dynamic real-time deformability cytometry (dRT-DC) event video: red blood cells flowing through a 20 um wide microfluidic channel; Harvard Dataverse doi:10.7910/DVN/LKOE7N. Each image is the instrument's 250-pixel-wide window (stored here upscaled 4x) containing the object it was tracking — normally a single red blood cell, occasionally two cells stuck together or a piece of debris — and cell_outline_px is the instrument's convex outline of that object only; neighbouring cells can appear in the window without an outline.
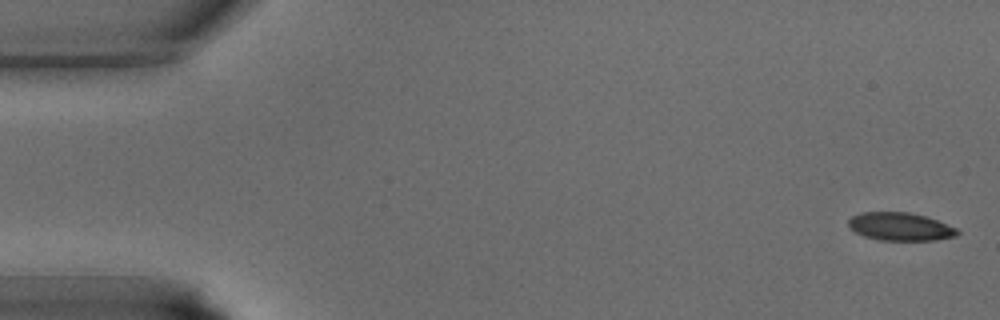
{"species": "common noctule bat (a hibernating species)", "species_latin": "Nyctalus noctula", "temperature_condition": "warm", "stored_images_in_passage": 38, "camera_frame_rate_fps": 3000, "um_per_image_px": 0.085, "animal": {"sex": "male", "body_mass_g": 15.6}, "frame": {"image": 1, "passage_image": 1, "time_ms": 0.0, "image_size_px": [1000, 320], "cell_outline_px": [[960, 232], [956, 236], [936, 240], [880, 240], [864, 236], [856, 232], [848, 224], [848, 220], [852, 216], [860, 212], [908, 212], [924, 216], [936, 220], [956, 228]], "centroid_in_image_um": [76.51, 19.26], "position_along_channel_um": 8.5, "area_um2": 17.63}}
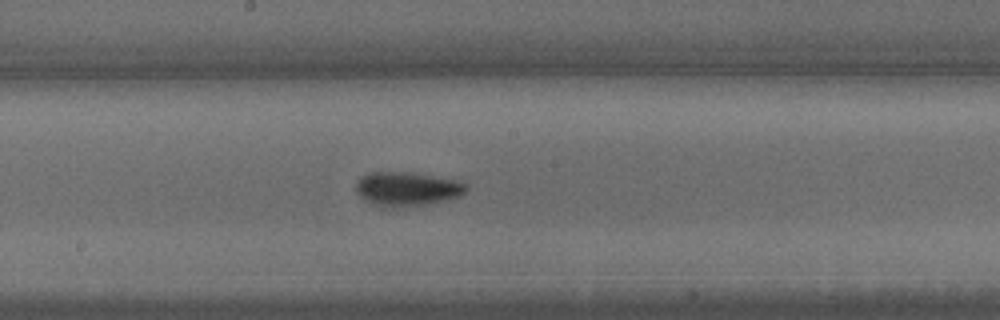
{"frame": {"image": 2, "passage_image": 20, "time_ms": 6.333, "image_size_px": [1000, 320], "cell_outline_px": [[468, 188], [464, 192], [456, 196], [444, 200], [428, 204], [400, 208], [380, 208], [364, 200], [356, 192], [356, 184], [360, 176], [372, 172], [408, 172], [456, 180], [468, 184]], "centroid_in_image_um": [34.53, 16.08], "position_along_channel_um": 213.7, "area_um2": 22.02}}
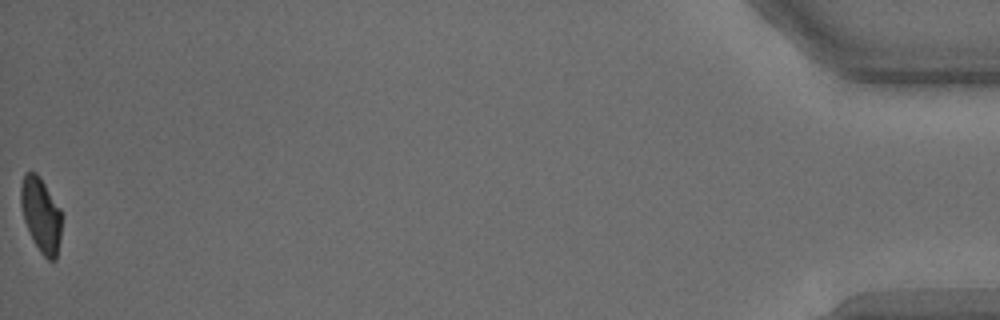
{"frame": {"image": 3, "passage_image": 38, "time_ms": 12.333, "image_size_px": [1000, 320], "cell_outline_px": [[60, 236], [56, 260], [48, 260], [40, 252], [32, 240], [24, 220], [20, 204], [20, 188], [24, 172], [36, 172], [40, 176], [60, 208]], "centroid_in_image_um": [3.45, 18.24], "position_along_channel_um": 431.7, "area_um2": 17.74}}